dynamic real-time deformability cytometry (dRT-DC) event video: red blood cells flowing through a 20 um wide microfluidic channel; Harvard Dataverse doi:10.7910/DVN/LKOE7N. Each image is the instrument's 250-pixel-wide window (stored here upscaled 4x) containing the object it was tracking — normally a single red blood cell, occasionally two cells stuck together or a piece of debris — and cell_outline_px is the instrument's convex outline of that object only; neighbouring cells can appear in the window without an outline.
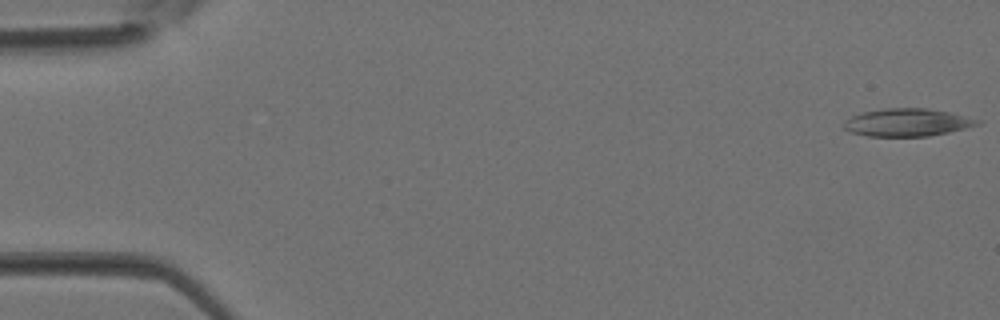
{"species": "Egyptian fruit bat (a non-hibernating species)", "species_latin": "Rousettus aegyptiacus", "temperature_condition": "room temperature", "stored_images_in_passage": 3, "camera_frame_rate_fps": 3000, "um_per_image_px": 0.085, "animal": {"sex": "female"}, "frame": {"image": 1, "passage_image": 1, "time_ms": 0.0, "image_size_px": [1000, 320], "cell_outline_px": [[984, 120], [980, 124], [948, 132], [928, 136], [868, 136], [848, 132], [844, 128], [844, 120], [860, 112], [884, 108], [928, 108], [952, 112]], "centroid_in_image_um": [77.13, 10.39], "position_along_channel_um": 7.9, "area_um2": 21.85}}